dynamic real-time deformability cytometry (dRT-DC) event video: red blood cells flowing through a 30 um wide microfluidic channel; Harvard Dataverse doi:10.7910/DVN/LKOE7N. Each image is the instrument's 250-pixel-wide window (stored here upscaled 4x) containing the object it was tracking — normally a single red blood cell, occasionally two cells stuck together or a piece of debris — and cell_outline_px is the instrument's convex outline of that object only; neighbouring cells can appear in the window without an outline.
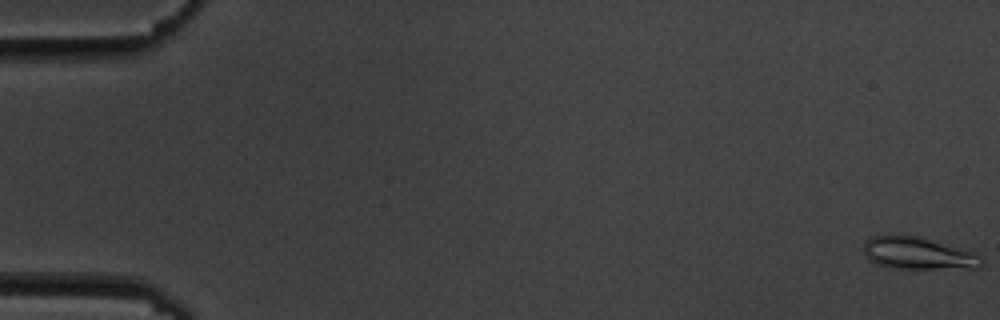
{"species": "common noctule bat (a hibernating species)", "species_latin": "Nyctalus noctula", "temperature_condition": "cold", "stored_images_in_passage": 6, "camera_frame_rate_fps": 3000, "um_per_image_px": 0.085, "animal": {"sex": "male", "body_mass_g": 19.5, "forearm_length_mm": 54.6}, "frame": {"image": 1, "passage_image": 1, "time_ms": 0.0, "image_size_px": [1000, 320], "cell_outline_px": [[980, 268], [896, 268], [876, 264], [868, 260], [864, 256], [864, 240], [872, 236], [916, 236], [976, 252], [980, 256]], "centroid_in_image_um": [78.0, 21.54], "position_along_channel_um": 7.0, "area_um2": 21.79}}